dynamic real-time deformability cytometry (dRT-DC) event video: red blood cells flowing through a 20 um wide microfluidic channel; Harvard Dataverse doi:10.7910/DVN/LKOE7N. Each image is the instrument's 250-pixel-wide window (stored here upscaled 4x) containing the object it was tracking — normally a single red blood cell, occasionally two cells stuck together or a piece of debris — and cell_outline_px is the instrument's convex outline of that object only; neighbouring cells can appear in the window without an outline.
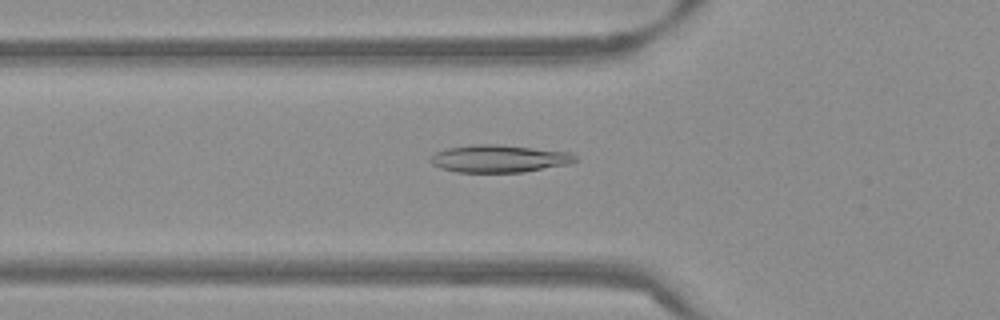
{"species": "Egyptian fruit bat (a non-hibernating species)", "species_latin": "Rousettus aegyptiacus", "temperature_condition": "warm", "stored_images_in_passage": 54, "camera_frame_rate_fps": 3000, "um_per_image_px": 0.085, "frame": {"image": 1, "passage_image": 19, "time_ms": 6.0, "image_size_px": [1000, 320], "cell_outline_px": [[576, 160], [572, 164], [524, 172], [456, 172], [440, 168], [432, 164], [428, 160], [436, 152], [448, 148], [472, 144], [500, 144], [572, 152], [576, 156]], "centroid_in_image_um": [42.46, 13.48], "position_along_channel_um": 83.3, "area_um2": 23.47}}
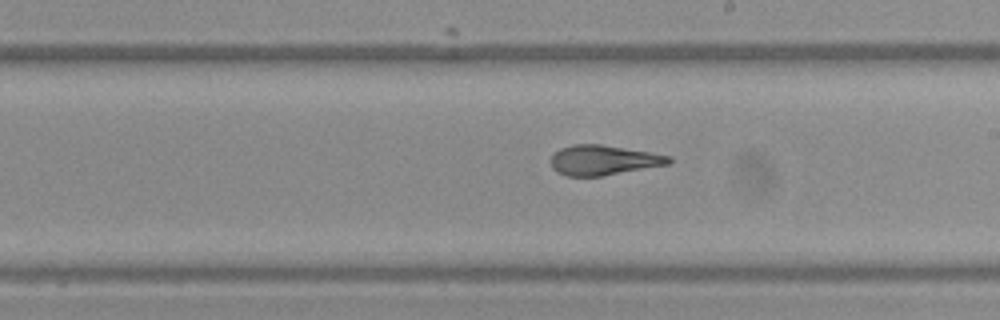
{"frame": {"image": 2, "passage_image": 31, "time_ms": 10.0, "image_size_px": [1000, 320], "cell_outline_px": [[672, 160], [668, 164], [600, 176], [568, 176], [556, 172], [552, 168], [552, 152], [560, 148], [572, 144], [600, 144], [672, 156]], "centroid_in_image_um": [51.24, 13.6], "position_along_channel_um": 237.8, "area_um2": 20.4}}
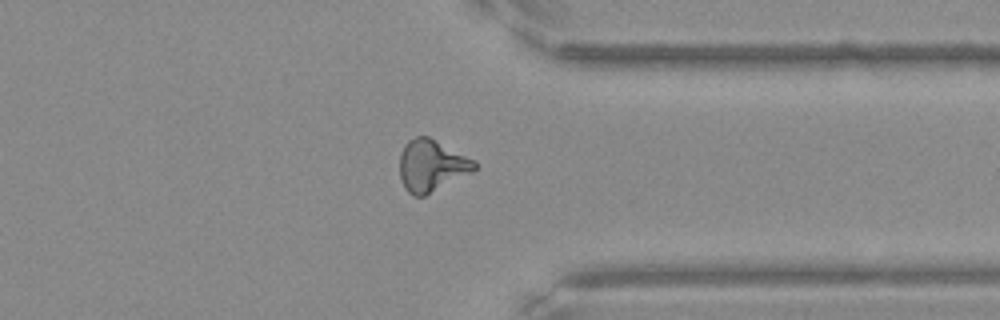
{"frame": {"image": 3, "passage_image": 42, "time_ms": 13.667, "image_size_px": [1000, 320], "cell_outline_px": [[476, 168], [472, 172], [424, 196], [412, 196], [404, 188], [400, 176], [400, 152], [404, 144], [408, 140], [416, 136], [428, 136], [476, 160]], "centroid_in_image_um": [36.66, 14.06], "position_along_channel_um": 374.7, "area_um2": 22.6}, "authors_computed_cell_mechanics": {"area_um2": 21.8195, "velocity_mm_per_s": 3.8341, "shape_relaxation_time_tau1_ms": null, "shape_relaxation_time_tau2_ms": 1.3591, "deformation_change_tau1": null, "deformation_change_tau2": 0.0869}}